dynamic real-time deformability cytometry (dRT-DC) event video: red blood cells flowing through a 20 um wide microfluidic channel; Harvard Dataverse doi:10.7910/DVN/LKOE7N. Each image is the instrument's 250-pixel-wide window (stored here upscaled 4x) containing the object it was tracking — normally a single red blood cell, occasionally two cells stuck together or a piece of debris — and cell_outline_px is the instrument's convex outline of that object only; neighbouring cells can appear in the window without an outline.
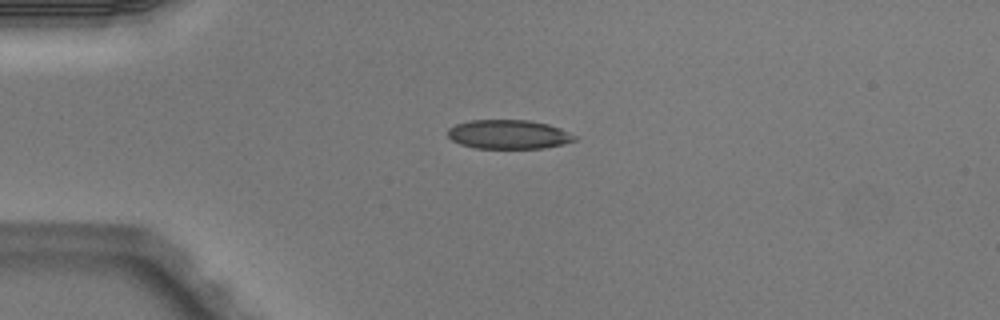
{"species": "Egyptian fruit bat (a non-hibernating species)", "species_latin": "Rousettus aegyptiacus", "temperature_condition": "warm", "stored_images_in_passage": 2, "camera_frame_rate_fps": 3000, "um_per_image_px": 0.085, "animal": {"sex": "male"}, "frame": {"image": 1, "passage_image": 1, "time_ms": 0.0, "image_size_px": [1000, 320], "cell_outline_px": [[576, 140], [564, 144], [544, 148], [476, 148], [460, 144], [452, 140], [448, 136], [448, 128], [456, 124], [468, 120], [528, 120], [548, 124], [560, 128], [576, 136]], "centroid_in_image_um": [43.22, 11.42], "position_along_channel_um": 41.8, "area_um2": 21.5}}